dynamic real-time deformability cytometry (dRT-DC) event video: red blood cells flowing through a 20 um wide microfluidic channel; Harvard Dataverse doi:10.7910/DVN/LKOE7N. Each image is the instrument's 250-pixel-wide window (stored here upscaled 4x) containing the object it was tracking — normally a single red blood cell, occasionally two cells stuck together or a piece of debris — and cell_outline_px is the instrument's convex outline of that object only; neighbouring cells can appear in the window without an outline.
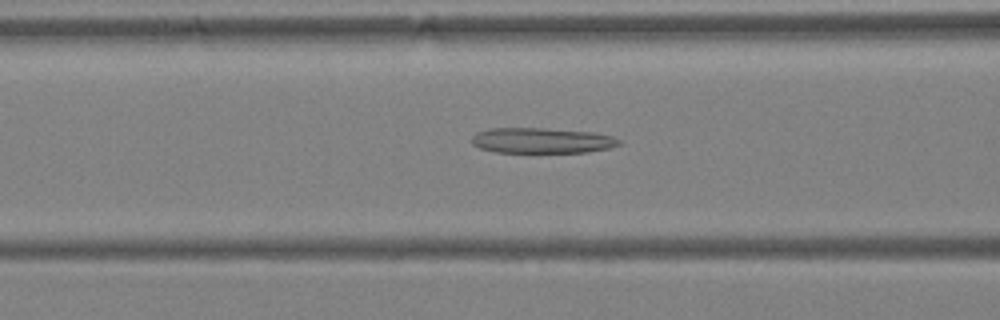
{"species": "Egyptian fruit bat (a non-hibernating species)", "species_latin": "Rousettus aegyptiacus", "temperature_condition": "warm", "stored_images_in_passage": 42, "camera_frame_rate_fps": 3000, "um_per_image_px": 0.085, "animal": {"sex": "female"}, "frame": {"image": 1, "passage_image": 14, "time_ms": 4.333, "image_size_px": [1000, 320], "cell_outline_px": [[624, 140], [620, 144], [608, 148], [588, 152], [496, 152], [480, 148], [472, 144], [472, 136], [476, 132], [488, 128], [544, 128], [596, 132], [612, 136]], "centroid_in_image_um": [46.08, 11.93], "position_along_channel_um": 120.5, "area_um2": 22.02}}
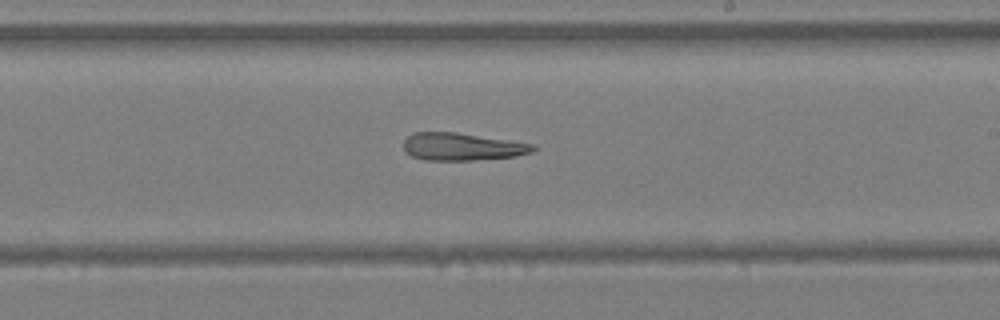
{"frame": {"image": 2, "passage_image": 23, "time_ms": 7.333, "image_size_px": [1000, 320], "cell_outline_px": [[536, 148], [532, 152], [516, 156], [472, 160], [424, 160], [412, 156], [404, 152], [404, 140], [412, 132], [456, 132], [508, 140], [532, 144]], "centroid_in_image_um": [39.23, 12.47], "position_along_channel_um": 249.8, "area_um2": 20.69}}
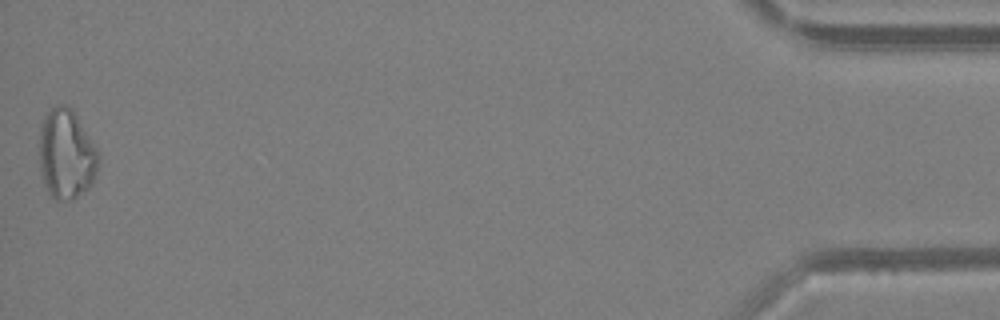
{"frame": {"image": 3, "passage_image": 42, "time_ms": 13.667, "image_size_px": [1000, 320], "cell_outline_px": [[96, 172], [92, 184], [88, 188], [76, 196], [68, 200], [56, 200], [48, 192], [44, 184], [40, 172], [40, 124], [44, 116], [56, 104], [64, 104], [72, 108], [96, 148]], "centroid_in_image_um": [5.6, 13.09], "position_along_channel_um": 429.6, "area_um2": 30.52}}